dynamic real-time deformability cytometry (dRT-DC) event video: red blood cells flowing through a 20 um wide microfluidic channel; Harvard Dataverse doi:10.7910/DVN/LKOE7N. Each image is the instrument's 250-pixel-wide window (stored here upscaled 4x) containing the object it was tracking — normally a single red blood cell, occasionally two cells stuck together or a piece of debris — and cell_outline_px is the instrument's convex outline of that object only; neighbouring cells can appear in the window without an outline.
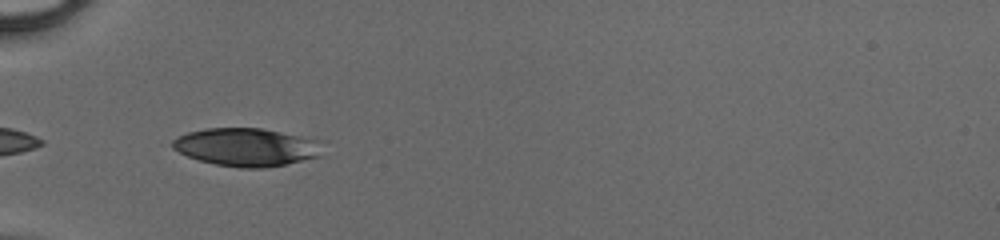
{"species": "human", "species_latin": "Homo sapiens", "temperature_condition": "cold", "stored_images_in_passage": 32, "camera_frame_rate_fps": 3000, "um_per_image_px": 0.085, "donor": {"sex": "male"}, "frame": {"image": 1, "passage_image": 1, "time_ms": 0.0, "image_size_px": [1000, 240], "cell_outline_px": [[320, 156], [284, 164], [264, 168], [240, 168], [216, 164], [200, 160], [188, 156], [172, 148], [172, 140], [188, 132], [208, 128], [260, 128], [316, 140]], "centroid_in_image_um": [20.86, 12.51], "position_along_channel_um": 64.1, "area_um2": 32.43}}
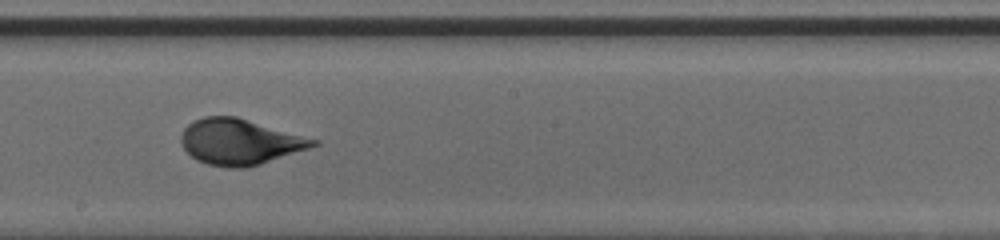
{"frame": {"image": 2, "passage_image": 13, "time_ms": 4.0, "image_size_px": [1000, 240], "cell_outline_px": [[320, 144], [260, 164], [244, 168], [228, 168], [208, 164], [196, 160], [180, 144], [180, 136], [184, 128], [188, 124], [204, 116], [236, 116], [320, 140]], "centroid_in_image_um": [20.37, 12.05], "position_along_channel_um": 227.8, "area_um2": 35.14}}
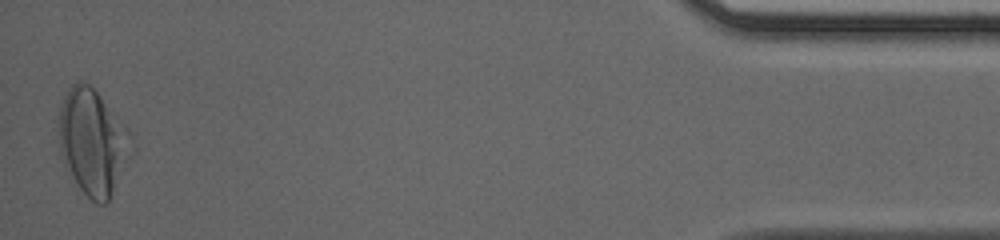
{"frame": {"image": 3, "passage_image": 32, "time_ms": 10.333, "image_size_px": [1000, 240], "cell_outline_px": [[132, 132], [108, 200], [104, 204], [96, 204], [80, 188], [64, 168], [60, 152], [60, 108], [64, 96], [72, 84], [76, 80], [84, 80], [96, 92]], "centroid_in_image_um": [7.77, 11.99], "position_along_channel_um": 427.4, "area_um2": 42.54}}